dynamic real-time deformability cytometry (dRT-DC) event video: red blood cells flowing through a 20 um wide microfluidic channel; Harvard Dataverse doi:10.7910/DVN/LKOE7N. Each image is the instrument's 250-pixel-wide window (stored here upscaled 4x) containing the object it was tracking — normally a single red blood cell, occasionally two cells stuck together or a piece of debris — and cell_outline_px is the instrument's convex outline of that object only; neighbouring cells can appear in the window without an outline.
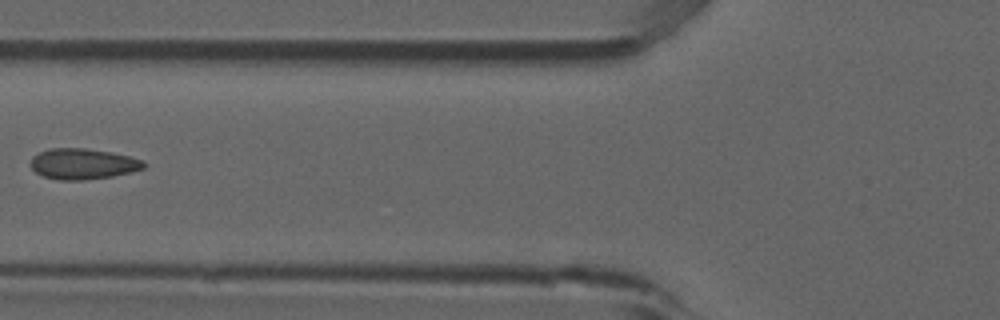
{"species": "common noctule bat (a hibernating species)", "species_latin": "Nyctalus noctula", "temperature_condition": "room temperature", "stored_images_in_passage": 7, "camera_frame_rate_fps": 3000, "um_per_image_px": 0.085, "animal": {"sex": "male", "forearm_length_mm": 52.5}, "frame": {"image": 1, "passage_image": 5, "time_ms": 1.333, "image_size_px": [1000, 320], "cell_outline_px": [[148, 164], [144, 168], [132, 172], [112, 176], [84, 180], [60, 180], [44, 176], [36, 172], [28, 164], [32, 156], [48, 148], [84, 148], [112, 152], [144, 160]], "centroid_in_image_um": [7.05, 13.92], "position_along_channel_um": 118.7, "area_um2": 20.46}}
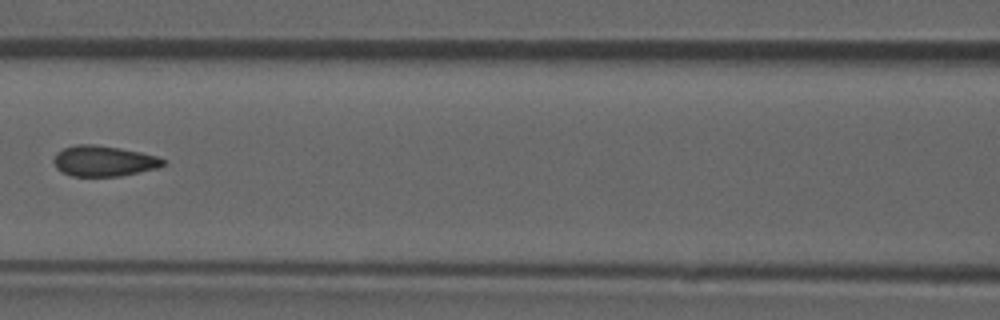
{"frame": {"image": 2, "passage_image": 6, "time_ms": 1.667, "image_size_px": [1000, 320], "cell_outline_px": [[168, 160], [160, 168], [120, 176], [72, 176], [56, 168], [52, 160], [56, 152], [64, 148], [76, 144], [92, 144], [120, 148], [140, 152], [156, 156]], "centroid_in_image_um": [8.83, 13.68], "position_along_channel_um": 157.8, "area_um2": 19.65}}